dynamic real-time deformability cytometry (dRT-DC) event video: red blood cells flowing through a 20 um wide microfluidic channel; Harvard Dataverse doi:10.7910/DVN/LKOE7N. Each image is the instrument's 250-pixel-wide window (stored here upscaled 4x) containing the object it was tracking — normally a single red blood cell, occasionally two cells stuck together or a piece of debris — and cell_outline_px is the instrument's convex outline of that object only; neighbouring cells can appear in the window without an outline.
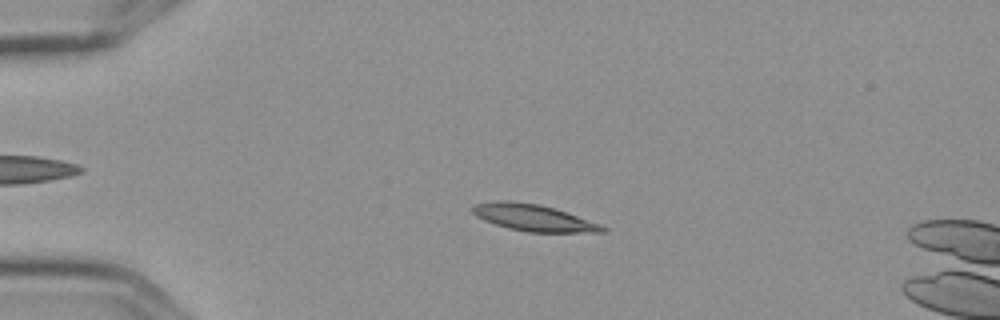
{"species": "Egyptian fruit bat (a non-hibernating species)", "species_latin": "Rousettus aegyptiacus", "temperature_condition": "cold", "stored_images_in_passage": 5, "camera_frame_rate_fps": 3000, "um_per_image_px": 0.085, "frame": {"image": 1, "passage_image": 4, "time_ms": 1.0, "image_size_px": [1000, 320], "cell_outline_px": [[608, 228], [604, 232], [528, 232], [508, 228], [484, 220], [476, 216], [468, 208], [472, 204], [496, 200], [508, 200], [540, 204], [600, 224]], "centroid_in_image_um": [45.25, 18.49], "position_along_channel_um": 39.7, "area_um2": 20.11}}